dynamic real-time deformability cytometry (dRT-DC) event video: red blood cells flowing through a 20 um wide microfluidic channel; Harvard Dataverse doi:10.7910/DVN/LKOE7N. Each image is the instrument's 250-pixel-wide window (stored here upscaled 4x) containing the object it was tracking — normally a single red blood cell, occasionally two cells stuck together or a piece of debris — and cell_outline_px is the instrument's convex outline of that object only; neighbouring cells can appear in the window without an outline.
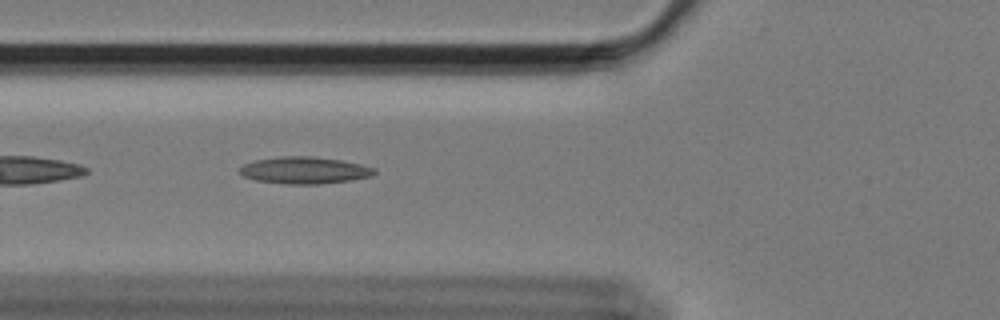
{"species": "Egyptian fruit bat (a non-hibernating species)", "species_latin": "Rousettus aegyptiacus", "temperature_condition": "cold", "stored_images_in_passage": 25, "camera_frame_rate_fps": 3000, "um_per_image_px": 0.085, "animal": {"sex": "female"}, "frame": {"image": 1, "passage_image": 4, "time_ms": 1.0, "image_size_px": [1000, 320], "cell_outline_px": [[376, 172], [372, 176], [348, 180], [320, 184], [288, 184], [256, 180], [244, 176], [240, 172], [240, 168], [244, 164], [256, 160], [280, 156], [312, 156], [340, 160], [360, 164], [376, 168]], "centroid_in_image_um": [25.9, 14.47], "position_along_channel_um": 99.9, "area_um2": 20.92}}
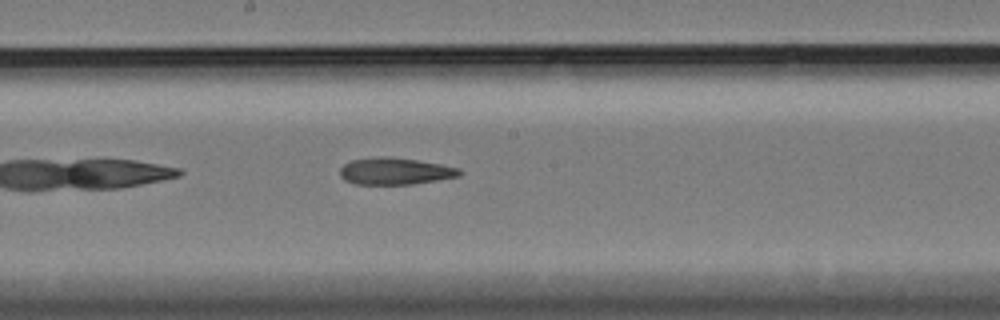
{"frame": {"image": 2, "passage_image": 14, "time_ms": 4.333, "image_size_px": [1000, 320], "cell_outline_px": [[464, 172], [460, 176], [412, 184], [356, 184], [344, 180], [340, 176], [340, 168], [344, 164], [352, 160], [380, 156], [388, 156], [416, 160], [440, 164], [460, 168]], "centroid_in_image_um": [33.59, 14.55], "position_along_channel_um": 214.6, "area_um2": 18.73}}
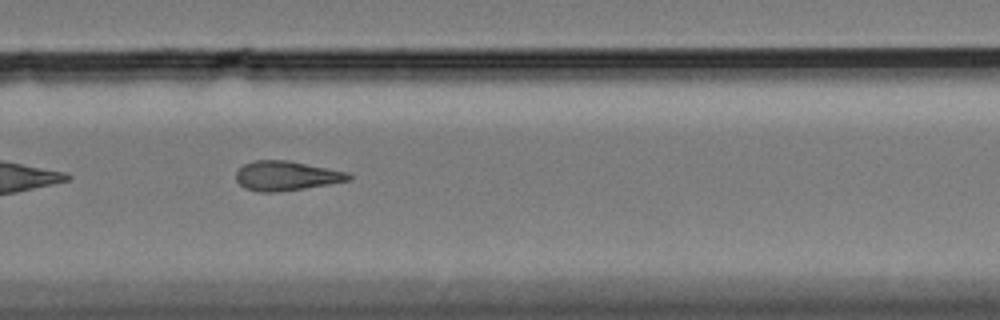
{"frame": {"image": 3, "passage_image": 22, "time_ms": 7.0, "image_size_px": [1000, 320], "cell_outline_px": [[352, 180], [304, 188], [276, 192], [260, 192], [244, 188], [236, 180], [236, 172], [244, 164], [252, 160], [288, 160], [348, 172], [352, 176]], "centroid_in_image_um": [24.33, 14.94], "position_along_channel_um": 305.5, "area_um2": 19.36}}